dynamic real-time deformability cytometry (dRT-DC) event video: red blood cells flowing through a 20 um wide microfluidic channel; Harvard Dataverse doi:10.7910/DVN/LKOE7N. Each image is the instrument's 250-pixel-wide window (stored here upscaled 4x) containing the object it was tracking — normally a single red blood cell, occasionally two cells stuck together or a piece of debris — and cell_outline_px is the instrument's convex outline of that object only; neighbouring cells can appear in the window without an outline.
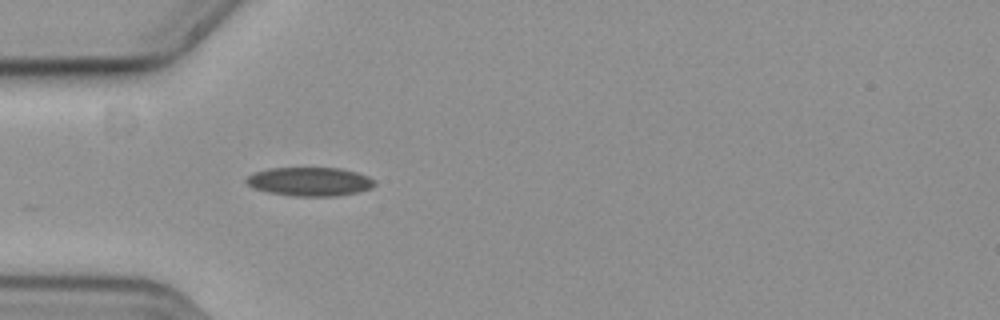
{"species": "common noctule bat (a hibernating species)", "species_latin": "Nyctalus noctula", "temperature_condition": "cold", "stored_images_in_passage": 28, "camera_frame_rate_fps": 3000, "um_per_image_px": 0.085, "animal": {"sex": "female", "body_mass_g": 19.3, "forearm_length_mm": 54.1}, "frame": {"image": 1, "passage_image": 5, "time_ms": 1.333, "image_size_px": [1000, 320], "cell_outline_px": [[376, 184], [372, 188], [356, 192], [336, 196], [292, 196], [268, 192], [252, 188], [244, 180], [248, 176], [256, 172], [268, 168], [340, 168], [356, 172], [368, 176], [376, 180]], "centroid_in_image_um": [26.34, 15.44], "position_along_channel_um": 58.7, "area_um2": 21.56}}
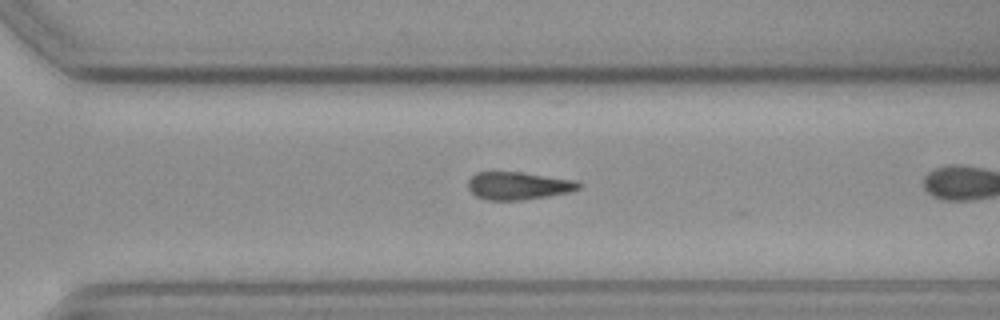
{"frame": {"image": 2, "passage_image": 24, "time_ms": 7.667, "image_size_px": [1000, 320], "cell_outline_px": [[584, 184], [580, 188], [572, 192], [548, 196], [520, 200], [488, 200], [476, 196], [468, 188], [468, 180], [476, 172], [520, 172], [576, 180]], "centroid_in_image_um": [44.1, 15.79], "position_along_channel_um": 326.5, "area_um2": 17.98}}